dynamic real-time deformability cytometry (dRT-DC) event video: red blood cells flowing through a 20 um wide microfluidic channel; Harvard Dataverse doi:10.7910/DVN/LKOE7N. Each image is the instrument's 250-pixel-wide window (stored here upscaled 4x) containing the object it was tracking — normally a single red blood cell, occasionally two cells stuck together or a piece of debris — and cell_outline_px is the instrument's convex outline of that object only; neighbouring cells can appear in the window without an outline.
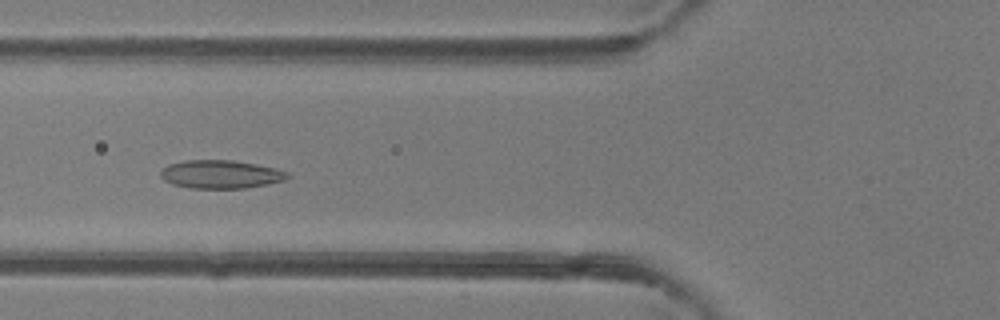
{"species": "common noctule bat (a hibernating species)", "species_latin": "Nyctalus noctula", "temperature_condition": "room temperature", "stored_images_in_passage": 35, "camera_frame_rate_fps": 3000, "um_per_image_px": 0.085, "animal": {"sex": "female"}, "frame": {"image": 1, "passage_image": 7, "time_ms": 2.0, "image_size_px": [1000, 320], "cell_outline_px": [[288, 176], [284, 180], [268, 184], [244, 188], [188, 188], [172, 184], [164, 180], [160, 176], [160, 172], [168, 164], [184, 160], [232, 160], [256, 164], [276, 168], [288, 172]], "centroid_in_image_um": [18.73, 14.81], "position_along_channel_um": 107.1, "area_um2": 20.92}}
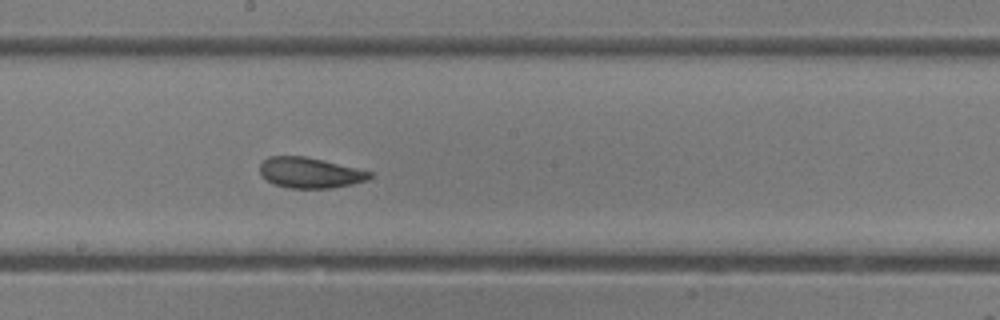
{"frame": {"image": 2, "passage_image": 15, "time_ms": 4.667, "image_size_px": [1000, 320], "cell_outline_px": [[372, 176], [368, 180], [352, 184], [332, 188], [288, 188], [272, 184], [260, 172], [260, 164], [268, 156], [304, 156], [324, 160], [372, 172]], "centroid_in_image_um": [26.35, 14.68], "position_along_channel_um": 221.9, "area_um2": 19.54}}
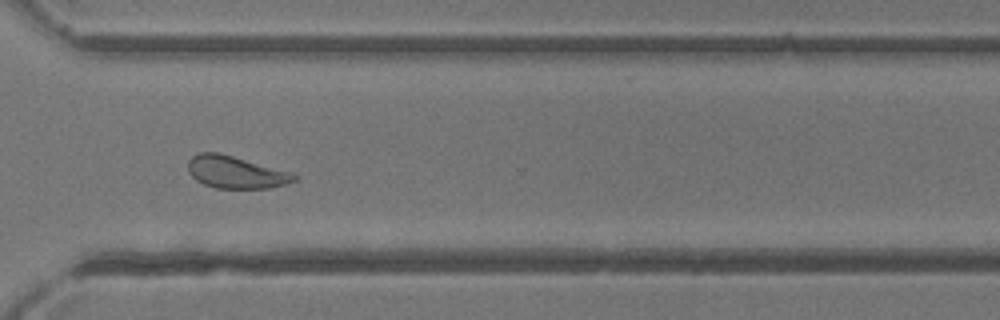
{"frame": {"image": 3, "passage_image": 24, "time_ms": 7.667, "image_size_px": [1000, 320], "cell_outline_px": [[300, 176], [296, 180], [288, 184], [268, 188], [216, 188], [204, 184], [196, 180], [188, 172], [188, 160], [192, 156], [200, 152], [220, 152], [292, 172]], "centroid_in_image_um": [20.06, 14.63], "position_along_channel_um": 350.5, "area_um2": 20.23}, "authors_computed_cell_mechanics": {"area_um2": 20.2878, "velocity_mm_per_s": 4.3005, "shape_relaxation_time_tau1_ms": 4.0904, "shape_relaxation_time_tau2_ms": 2.0636, "deformation_change_tau1": 0.1079, "deformation_change_tau2": 0.0719}}